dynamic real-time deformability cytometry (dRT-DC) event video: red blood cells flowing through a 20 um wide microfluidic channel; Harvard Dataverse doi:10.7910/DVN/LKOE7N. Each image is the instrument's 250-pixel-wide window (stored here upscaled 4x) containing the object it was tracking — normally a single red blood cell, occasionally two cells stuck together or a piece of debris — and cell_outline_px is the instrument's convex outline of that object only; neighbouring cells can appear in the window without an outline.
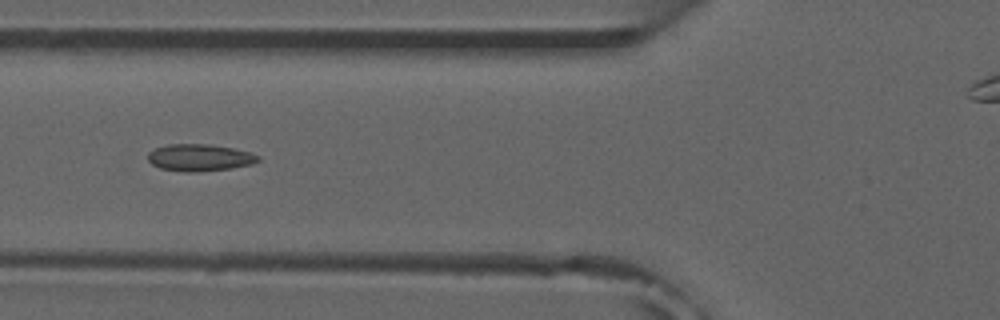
{"species": "common noctule bat (a hibernating species)", "species_latin": "Nyctalus noctula", "temperature_condition": "room temperature", "stored_images_in_passage": 7, "camera_frame_rate_fps": 3000, "um_per_image_px": 0.085, "animal": {"sex": "male", "forearm_length_mm": 52.5}, "frame": {"image": 1, "passage_image": 4, "time_ms": 3.667, "image_size_px": [1000, 320], "cell_outline_px": [[260, 160], [252, 164], [232, 168], [196, 172], [184, 172], [160, 168], [152, 164], [148, 160], [148, 152], [156, 148], [168, 144], [208, 144], [232, 148], [248, 152], [260, 156]], "centroid_in_image_um": [16.96, 13.4], "position_along_channel_um": 108.8, "area_um2": 17.28}}
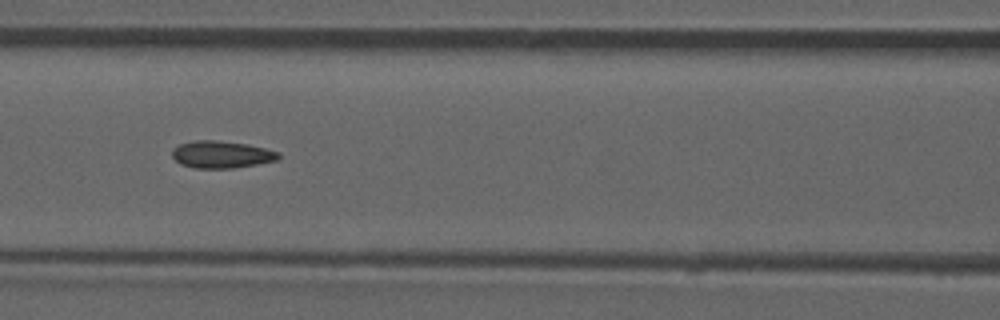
{"frame": {"image": 2, "passage_image": 5, "time_ms": 4.667, "image_size_px": [1000, 320], "cell_outline_px": [[280, 156], [276, 160], [256, 164], [232, 168], [192, 168], [180, 164], [172, 156], [172, 148], [180, 144], [196, 140], [216, 140], [248, 144], [280, 152]], "centroid_in_image_um": [18.8, 13.13], "position_along_channel_um": 147.8, "area_um2": 16.82}}